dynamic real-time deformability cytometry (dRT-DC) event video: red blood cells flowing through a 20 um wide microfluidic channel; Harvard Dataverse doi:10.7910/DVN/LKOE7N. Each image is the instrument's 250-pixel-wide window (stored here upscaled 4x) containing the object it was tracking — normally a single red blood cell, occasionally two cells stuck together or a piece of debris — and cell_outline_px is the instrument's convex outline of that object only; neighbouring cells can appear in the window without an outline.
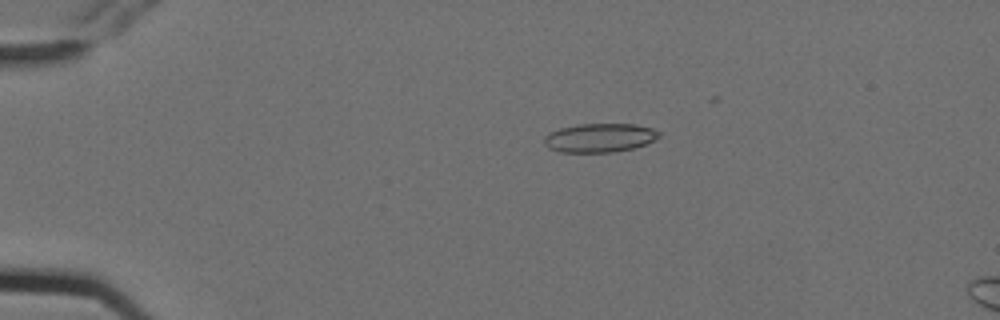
{"species": "Egyptian fruit bat (a non-hibernating species)", "species_latin": "Rousettus aegyptiacus", "temperature_condition": "cold", "stored_images_in_passage": 6, "camera_frame_rate_fps": 3000, "um_per_image_px": 0.085, "animal": {"sex": "female"}, "frame": {"image": 1, "passage_image": 4, "time_ms": 1.0, "image_size_px": [1000, 320], "cell_outline_px": [[660, 136], [644, 144], [632, 148], [612, 152], [560, 152], [548, 148], [544, 144], [544, 136], [548, 132], [560, 128], [576, 124], [636, 124], [652, 128], [660, 132]], "centroid_in_image_um": [50.92, 11.7], "position_along_channel_um": 34.1, "area_um2": 19.31}}